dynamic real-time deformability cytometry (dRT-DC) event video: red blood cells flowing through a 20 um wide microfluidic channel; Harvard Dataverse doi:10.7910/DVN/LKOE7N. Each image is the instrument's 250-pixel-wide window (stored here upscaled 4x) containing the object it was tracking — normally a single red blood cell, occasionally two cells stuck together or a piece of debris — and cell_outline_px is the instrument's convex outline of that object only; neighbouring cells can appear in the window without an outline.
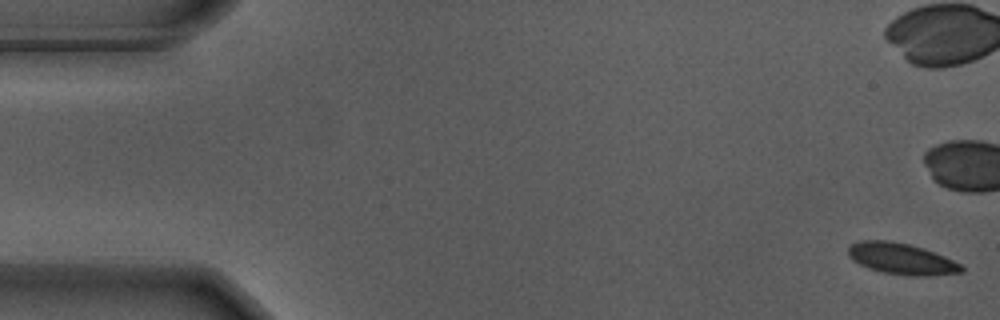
{"species": "Egyptian fruit bat (a non-hibernating species)", "species_latin": "Rousettus aegyptiacus", "temperature_condition": "warm", "stored_images_in_passage": 57, "camera_frame_rate_fps": 3000, "um_per_image_px": 0.085, "animal": {"sex": "male"}, "frame": {"image": 1, "passage_image": 1, "time_ms": 0.0, "image_size_px": [1000, 320], "cell_outline_px": [[964, 272], [932, 276], [908, 276], [880, 272], [868, 268], [852, 260], [848, 256], [848, 248], [852, 244], [860, 240], [888, 240], [908, 244], [924, 248], [944, 256], [960, 264], [964, 268]], "centroid_in_image_um": [76.62, 22.01], "position_along_channel_um": 8.4, "area_um2": 20.81}, "authors_computed_cell_mechanics": {"area_um2": 20.9236, "velocity_mm_per_s": 3.6431, "shape_relaxation_time_tau1_ms": 2.4472, "shape_relaxation_time_tau2_ms": null, "deformation_change_tau1": 0.1139, "deformation_change_tau2": null}}